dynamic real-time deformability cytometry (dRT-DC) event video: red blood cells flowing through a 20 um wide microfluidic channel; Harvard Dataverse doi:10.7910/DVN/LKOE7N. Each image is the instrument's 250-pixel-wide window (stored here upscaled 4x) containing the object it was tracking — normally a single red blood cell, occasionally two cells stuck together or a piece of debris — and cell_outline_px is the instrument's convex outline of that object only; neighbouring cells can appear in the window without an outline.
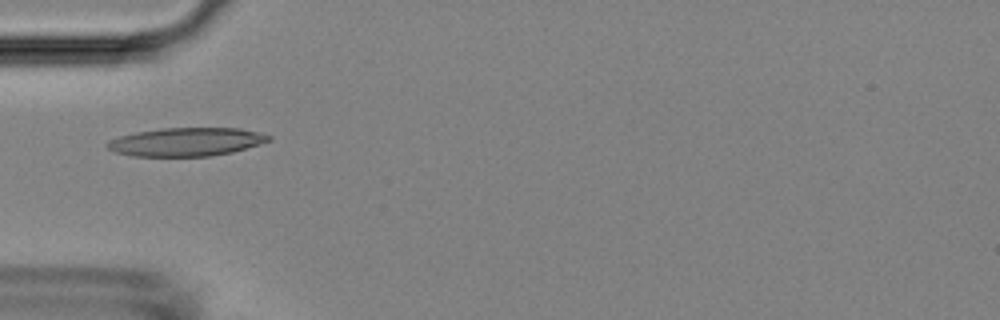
{"species": "Egyptian fruit bat (a non-hibernating species)", "species_latin": "Rousettus aegyptiacus", "temperature_condition": "room temperature", "stored_images_in_passage": 3, "camera_frame_rate_fps": 3000, "um_per_image_px": 0.085, "animal": {"sex": "female"}, "frame": {"image": 1, "passage_image": 3, "time_ms": 0.667, "image_size_px": [1000, 320], "cell_outline_px": [[272, 140], [260, 144], [232, 152], [212, 156], [132, 156], [116, 152], [108, 148], [104, 144], [108, 140], [120, 136], [136, 132], [160, 128], [240, 128], [272, 136]], "centroid_in_image_um": [15.82, 12.06], "position_along_channel_um": 69.2, "area_um2": 26.76}}